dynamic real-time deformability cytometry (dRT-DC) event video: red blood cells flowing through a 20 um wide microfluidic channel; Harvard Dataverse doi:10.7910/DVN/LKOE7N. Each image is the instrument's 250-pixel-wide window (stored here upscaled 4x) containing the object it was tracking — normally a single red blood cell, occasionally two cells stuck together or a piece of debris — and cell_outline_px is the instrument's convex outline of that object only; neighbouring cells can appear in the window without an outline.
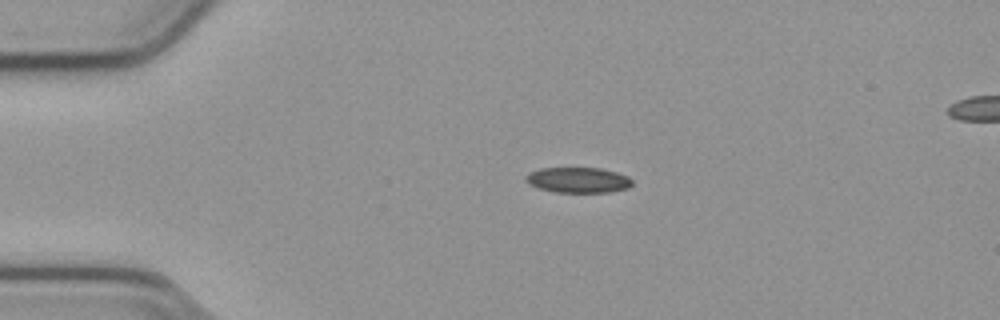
{"species": "common noctule bat (a hibernating species)", "species_latin": "Nyctalus noctula", "temperature_condition": "cold", "stored_images_in_passage": 43, "camera_frame_rate_fps": 3000, "um_per_image_px": 0.085, "animal": {"sex": "male", "body_mass_g": 23.1, "forearm_length_mm": 52.7}, "frame": {"image": 1, "passage_image": 1, "time_ms": 0.0, "image_size_px": [1000, 320], "cell_outline_px": [[632, 184], [628, 188], [608, 192], [556, 192], [540, 188], [528, 184], [524, 180], [524, 176], [528, 172], [540, 168], [600, 168], [616, 172], [628, 176], [632, 180]], "centroid_in_image_um": [49.11, 15.29], "position_along_channel_um": 35.9, "area_um2": 15.84}}
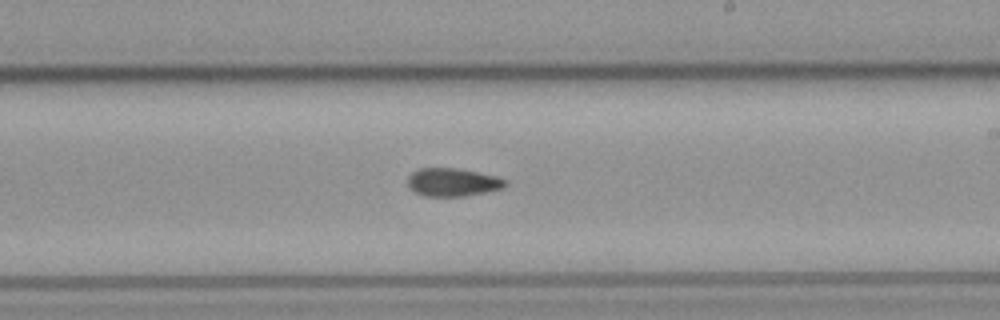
{"frame": {"image": 2, "passage_image": 21, "time_ms": 6.667, "image_size_px": [1000, 320], "cell_outline_px": [[508, 184], [504, 188], [464, 196], [424, 196], [408, 188], [408, 176], [412, 172], [420, 168], [460, 168], [496, 176], [508, 180]], "centroid_in_image_um": [38.49, 15.48], "position_along_channel_um": 250.5, "area_um2": 16.13}}
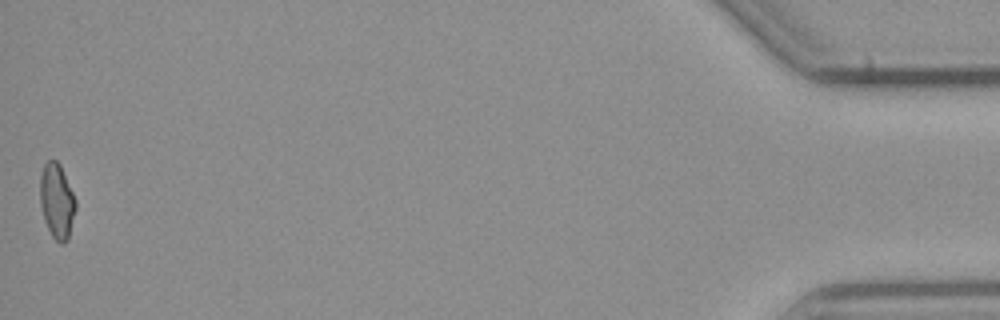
{"frame": {"image": 3, "passage_image": 43, "time_ms": 14.0, "image_size_px": [1000, 320], "cell_outline_px": [[76, 208], [68, 240], [64, 244], [60, 244], [52, 236], [44, 220], [40, 204], [40, 176], [44, 164], [48, 160], [56, 160], [60, 164], [76, 200]], "centroid_in_image_um": [4.83, 17.1], "position_along_channel_um": 430.4, "area_um2": 15.61}, "authors_computed_cell_mechanics": {"area_um2": 16.0106, "velocity_mm_per_s": 3.8108, "shape_relaxation_time_tau1_ms": null, "shape_relaxation_time_tau2_ms": 2.9676, "deformation_change_tau1": null, "deformation_change_tau2": 0.0778}}